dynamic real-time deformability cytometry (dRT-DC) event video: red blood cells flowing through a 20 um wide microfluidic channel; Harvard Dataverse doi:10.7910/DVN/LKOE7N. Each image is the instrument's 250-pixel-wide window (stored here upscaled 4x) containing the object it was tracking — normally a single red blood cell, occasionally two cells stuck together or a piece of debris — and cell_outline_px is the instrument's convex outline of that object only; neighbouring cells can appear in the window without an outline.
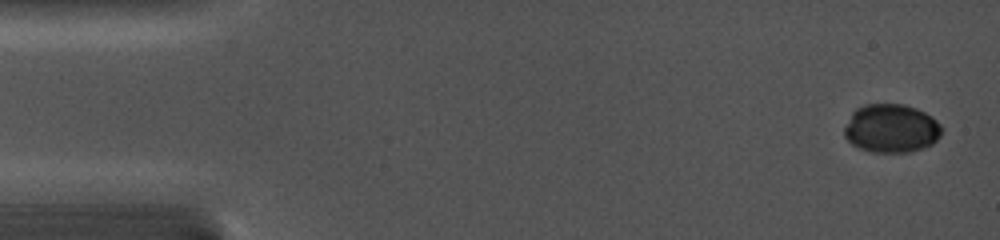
{"species": "common noctule bat (a hibernating species)", "species_latin": "Nyctalus noctula", "temperature_condition": "cold", "stored_images_in_passage": 6, "camera_frame_rate_fps": 5000, "um_per_image_px": 0.085, "animal": {"sex": "female", "body_mass_g": 19.0, "forearm_length_mm": 56.7}, "frame": {"image": 1, "passage_image": 1, "time_ms": 0.0, "image_size_px": [1000, 240], "cell_outline_px": [[944, 128], [940, 136], [932, 144], [908, 152], [872, 152], [860, 148], [852, 144], [844, 136], [844, 128], [852, 112], [856, 108], [864, 104], [904, 104], [916, 108], [932, 116]], "centroid_in_image_um": [75.76, 10.9], "position_along_channel_um": 9.2, "area_um2": 27.63}}
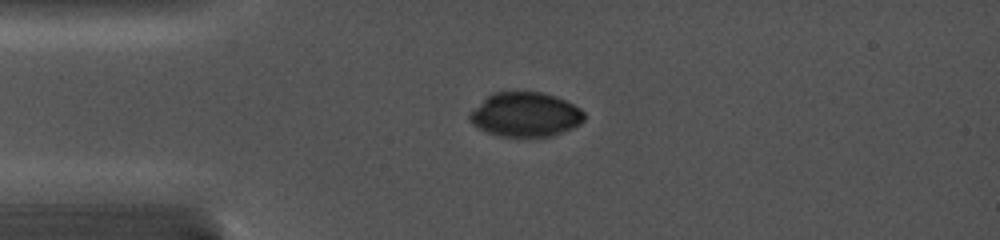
{"frame": {"image": 2, "passage_image": 5, "time_ms": 3.4, "image_size_px": [1000, 240], "cell_outline_px": [[584, 120], [580, 124], [572, 128], [552, 136], [500, 136], [488, 132], [472, 124], [468, 116], [492, 92], [544, 92], [556, 96], [580, 108], [584, 112]], "centroid_in_image_um": [44.69, 9.73], "position_along_channel_um": 40.3, "area_um2": 29.25}}